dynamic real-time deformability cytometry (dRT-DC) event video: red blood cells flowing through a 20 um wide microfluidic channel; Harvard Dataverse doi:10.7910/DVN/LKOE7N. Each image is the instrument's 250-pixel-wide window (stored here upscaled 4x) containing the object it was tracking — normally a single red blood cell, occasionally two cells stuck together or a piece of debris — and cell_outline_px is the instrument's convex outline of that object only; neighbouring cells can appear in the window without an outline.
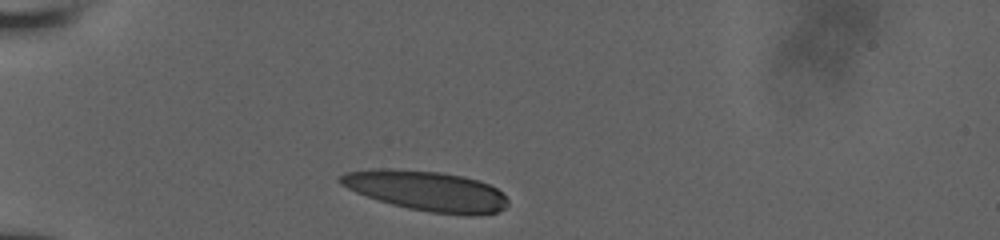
{"species": "human", "species_latin": "Homo sapiens", "temperature_condition": "room temperature", "stored_images_in_passage": 5, "camera_frame_rate_fps": 3000, "um_per_image_px": 0.085, "donor": {"sex": "male"}, "frame": {"image": 1, "passage_image": 1, "time_ms": 0.0, "image_size_px": [1000, 240], "cell_outline_px": [[508, 204], [504, 208], [496, 212], [480, 216], [468, 216], [428, 212], [408, 208], [392, 204], [356, 192], [340, 184], [336, 180], [344, 172], [372, 168], [384, 168], [440, 172], [464, 176], [488, 184], [496, 188], [508, 200]], "centroid_in_image_um": [36.25, 16.23], "position_along_channel_um": 48.8, "area_um2": 39.19}}
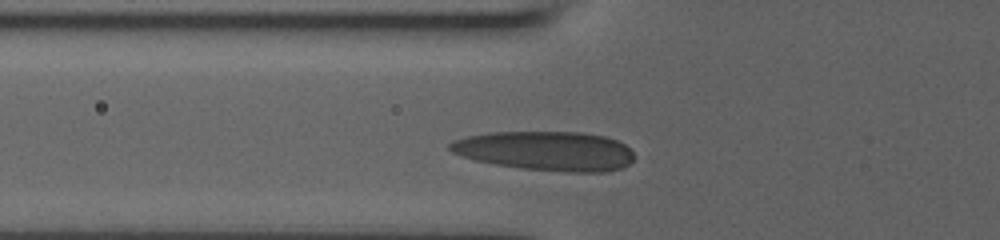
{"frame": {"image": 2, "passage_image": 5, "time_ms": 1.667, "image_size_px": [1000, 240], "cell_outline_px": [[632, 160], [624, 168], [608, 172], [568, 172], [520, 168], [496, 164], [476, 160], [452, 152], [448, 148], [448, 144], [452, 140], [468, 136], [488, 132], [584, 132], [604, 136], [616, 140], [624, 144], [632, 152]], "centroid_in_image_um": [46.4, 12.83], "position_along_channel_um": 79.4, "area_um2": 42.31}}